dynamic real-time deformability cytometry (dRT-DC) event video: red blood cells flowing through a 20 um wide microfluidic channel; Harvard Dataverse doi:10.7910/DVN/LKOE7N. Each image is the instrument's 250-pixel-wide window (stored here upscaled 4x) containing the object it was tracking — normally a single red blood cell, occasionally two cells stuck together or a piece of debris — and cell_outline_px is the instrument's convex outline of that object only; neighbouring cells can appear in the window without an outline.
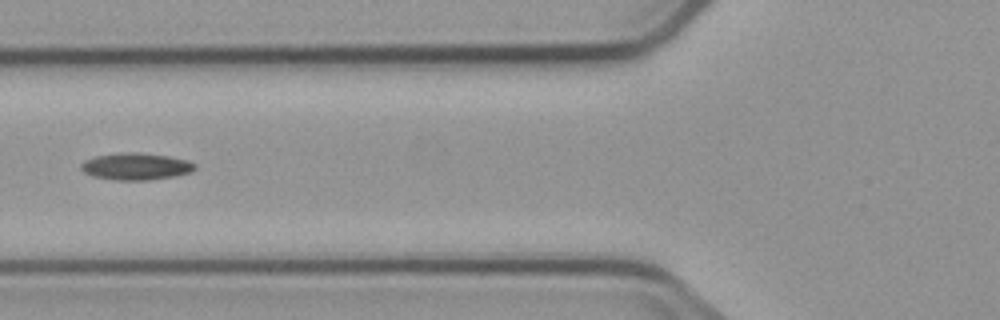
{"species": "common noctule bat (a hibernating species)", "species_latin": "Nyctalus noctula", "temperature_condition": "cold", "stored_images_in_passage": 9, "camera_frame_rate_fps": 3000, "um_per_image_px": 0.085, "animal": {"sex": "male", "body_mass_g": 23.1, "forearm_length_mm": 52.7}, "frame": {"image": 1, "passage_image": 6, "time_ms": 6.0, "image_size_px": [1000, 320], "cell_outline_px": [[196, 168], [192, 172], [176, 176], [148, 180], [116, 180], [92, 176], [84, 172], [80, 168], [80, 164], [84, 160], [96, 156], [124, 152], [136, 152], [168, 156], [188, 160], [196, 164]], "centroid_in_image_um": [11.57, 14.15], "position_along_channel_um": 114.2, "area_um2": 17.98}}
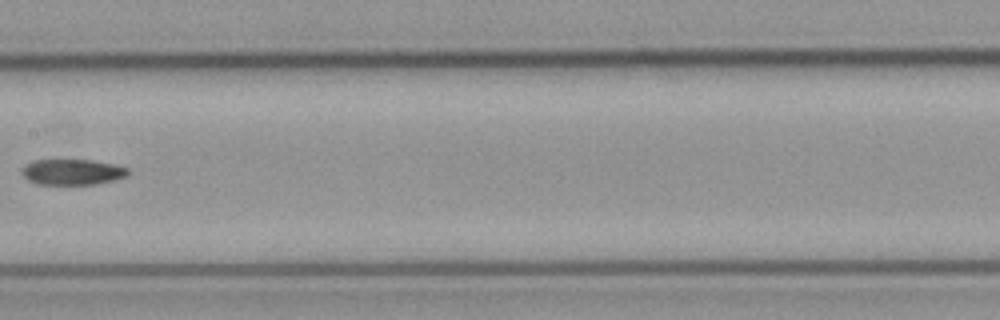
{"frame": {"image": 2, "passage_image": 8, "time_ms": 8.333, "image_size_px": [1000, 320], "cell_outline_px": [[128, 176], [116, 180], [96, 184], [36, 184], [28, 180], [20, 172], [24, 164], [32, 160], [92, 160], [112, 164], [128, 168]], "centroid_in_image_um": [6.12, 14.62], "position_along_channel_um": 201.3, "area_um2": 16.01}}
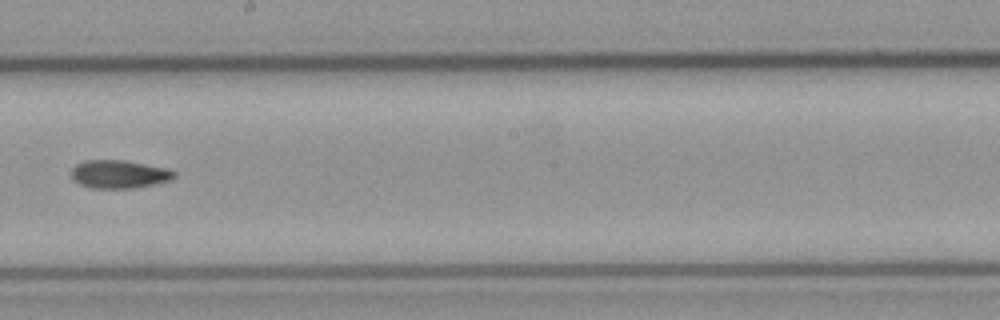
{"frame": {"image": 3, "passage_image": 9, "time_ms": 9.333, "image_size_px": [1000, 320], "cell_outline_px": [[176, 176], [172, 180], [132, 188], [92, 188], [80, 184], [72, 180], [72, 168], [76, 164], [88, 160], [124, 160], [168, 168], [176, 172]], "centroid_in_image_um": [10.14, 14.8], "position_along_channel_um": 238.1, "area_um2": 16.88}}